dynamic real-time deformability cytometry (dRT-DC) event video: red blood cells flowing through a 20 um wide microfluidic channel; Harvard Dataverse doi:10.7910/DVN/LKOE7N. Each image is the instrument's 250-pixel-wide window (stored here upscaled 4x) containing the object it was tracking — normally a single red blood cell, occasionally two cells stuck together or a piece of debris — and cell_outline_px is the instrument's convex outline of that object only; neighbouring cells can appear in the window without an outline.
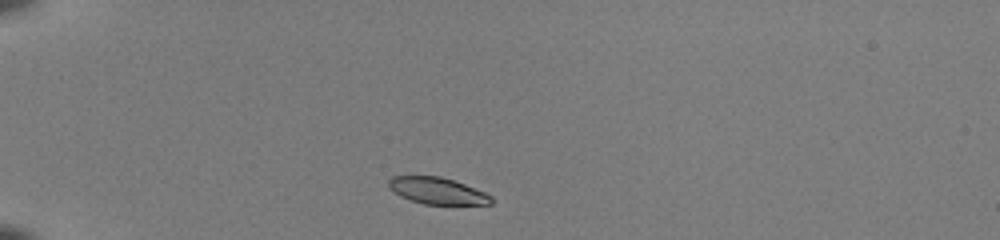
{"species": "common noctule bat (a hibernating species)", "species_latin": "Nyctalus noctula", "temperature_condition": "room temperature", "stored_images_in_passage": 38, "camera_frame_rate_fps": 3000, "um_per_image_px": 0.085, "animal": {"sex": "female", "body_mass_g": 22.0, "forearm_length_mm": 56.7}, "frame": {"image": 1, "passage_image": 2, "time_ms": 0.333, "image_size_px": [1000, 240], "cell_outline_px": [[496, 200], [492, 204], [424, 204], [400, 196], [392, 192], [388, 188], [388, 180], [392, 176], [440, 176], [464, 184], [484, 192], [492, 196]], "centroid_in_image_um": [37.16, 16.22], "position_along_channel_um": 47.8, "area_um2": 15.95}}
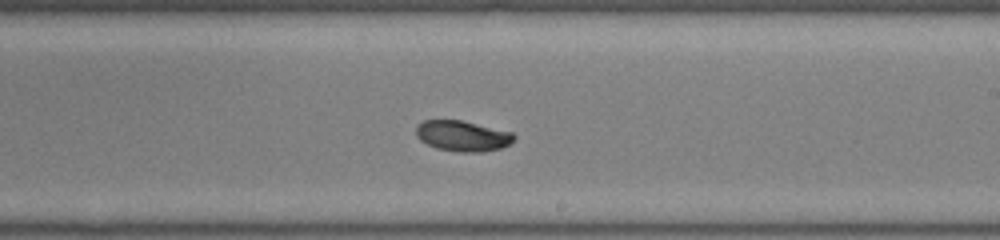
{"frame": {"image": 2, "passage_image": 20, "time_ms": 6.333, "image_size_px": [1000, 240], "cell_outline_px": [[516, 136], [508, 144], [500, 148], [480, 152], [460, 152], [436, 148], [420, 140], [416, 136], [416, 128], [424, 120], [460, 120], [512, 132]], "centroid_in_image_um": [39.3, 11.55], "position_along_channel_um": 249.7, "area_um2": 17.22}}
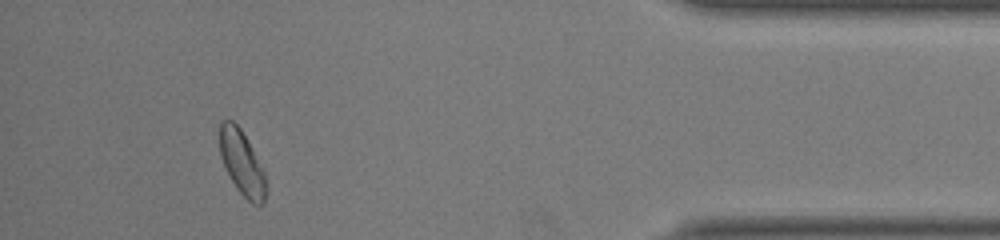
{"frame": {"image": 3, "passage_image": 35, "time_ms": 11.333, "image_size_px": [1000, 240], "cell_outline_px": [[268, 192], [264, 200], [260, 204], [252, 204], [236, 188], [220, 156], [216, 128], [220, 120], [232, 120], [240, 128], [252, 148], [264, 172]], "centroid_in_image_um": [20.52, 13.78], "position_along_channel_um": 414.7, "area_um2": 17.69}, "authors_computed_cell_mechanics": {"area_um2": 17.6579, "velocity_mm_per_s": 4.0554, "shape_relaxation_time_tau1_ms": 2.3186, "shape_relaxation_time_tau2_ms": 5.6319, "deformation_change_tau1": 0.1283, "deformation_change_tau2": 0.077}}